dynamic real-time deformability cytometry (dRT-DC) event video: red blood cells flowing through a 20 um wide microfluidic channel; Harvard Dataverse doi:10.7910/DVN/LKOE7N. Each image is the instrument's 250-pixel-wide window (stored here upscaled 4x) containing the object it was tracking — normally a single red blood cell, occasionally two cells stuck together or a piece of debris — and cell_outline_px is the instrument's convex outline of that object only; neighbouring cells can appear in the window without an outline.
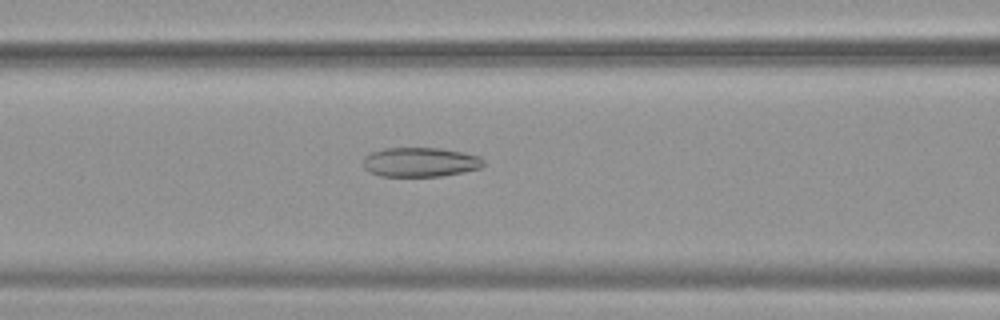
{"species": "common noctule bat (a hibernating species)", "species_latin": "Nyctalus noctula", "temperature_condition": "warm", "stored_images_in_passage": 30, "camera_frame_rate_fps": 3000, "um_per_image_px": 0.085, "animal": {"sex": "female", "body_mass_g": 19.9}, "frame": {"image": 1, "passage_image": 6, "time_ms": 1.667, "image_size_px": [1000, 320], "cell_outline_px": [[484, 164], [480, 168], [464, 172], [440, 176], [380, 176], [368, 172], [364, 168], [364, 156], [372, 152], [384, 148], [440, 148], [464, 152], [480, 156], [484, 160]], "centroid_in_image_um": [35.73, 13.78], "position_along_channel_um": 130.9, "area_um2": 20.75}}
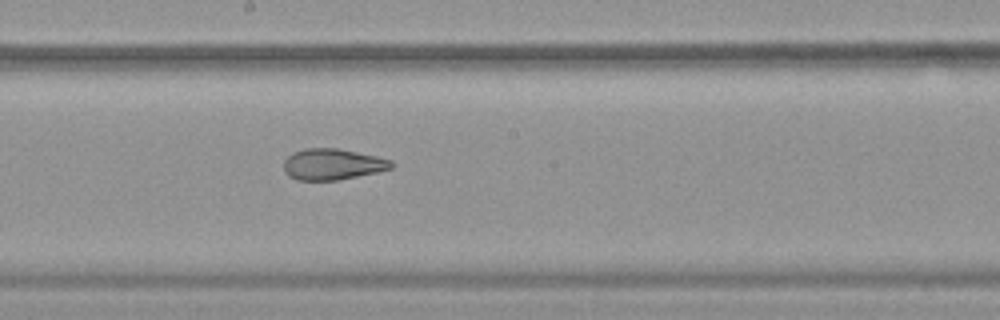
{"frame": {"image": 2, "passage_image": 13, "time_ms": 4.0, "image_size_px": [1000, 320], "cell_outline_px": [[396, 164], [392, 168], [376, 172], [340, 180], [296, 180], [288, 176], [284, 172], [284, 160], [292, 152], [304, 148], [336, 148], [376, 156], [392, 160]], "centroid_in_image_um": [28.25, 13.96], "position_along_channel_um": 220.0, "area_um2": 19.65}}
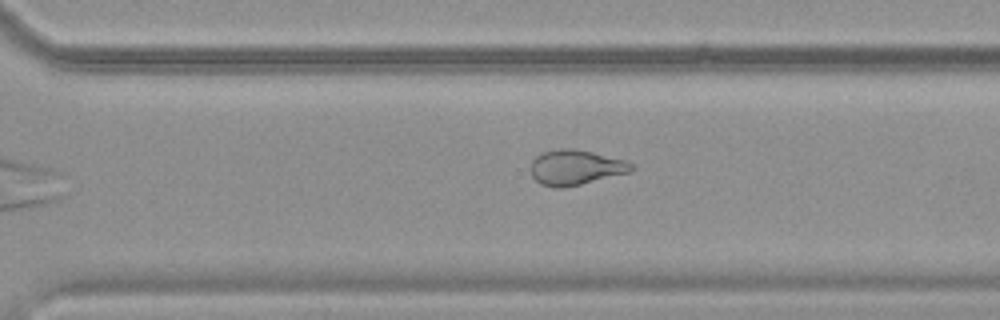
{"frame": {"image": 3, "passage_image": 21, "time_ms": 6.667, "image_size_px": [1000, 320], "cell_outline_px": [[636, 168], [632, 172], [580, 184], [560, 188], [552, 188], [540, 184], [532, 176], [532, 160], [540, 152], [560, 148], [572, 148], [592, 152], [624, 160], [632, 164]], "centroid_in_image_um": [48.92, 14.23], "position_along_channel_um": 321.7, "area_um2": 20.63}, "authors_computed_cell_mechanics": {"area_um2": 20.6924, "velocity_mm_per_s": 3.828, "shape_relaxation_time_tau1_ms": null, "shape_relaxation_time_tau2_ms": 1.9218, "deformation_change_tau1": null, "deformation_change_tau2": 0.0998}}